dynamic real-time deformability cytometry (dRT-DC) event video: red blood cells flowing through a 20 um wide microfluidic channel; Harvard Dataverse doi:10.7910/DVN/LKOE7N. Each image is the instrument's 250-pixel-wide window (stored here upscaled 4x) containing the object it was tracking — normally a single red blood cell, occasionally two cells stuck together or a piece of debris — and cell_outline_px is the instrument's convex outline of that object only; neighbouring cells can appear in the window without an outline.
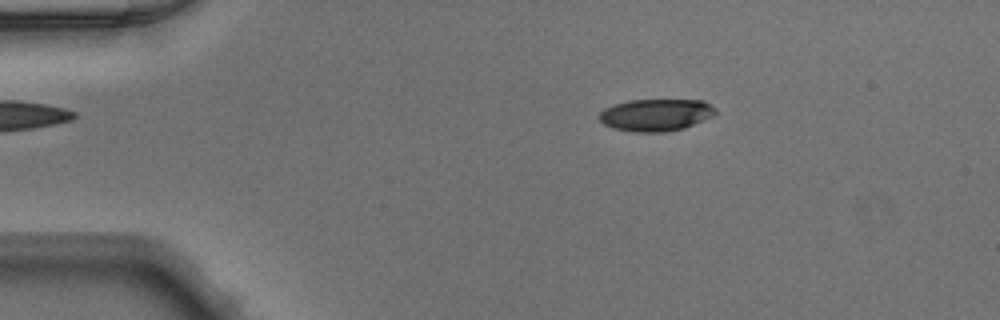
{"species": "Egyptian fruit bat (a non-hibernating species)", "species_latin": "Rousettus aegyptiacus", "temperature_condition": "warm", "stored_images_in_passage": 48, "camera_frame_rate_fps": 3000, "um_per_image_px": 0.085, "animal": {"sex": "male"}, "frame": {"image": 1, "passage_image": 8, "time_ms": 2.333, "image_size_px": [1000, 320], "cell_outline_px": [[716, 112], [712, 116], [704, 120], [684, 128], [664, 132], [632, 132], [612, 128], [604, 124], [600, 120], [600, 112], [604, 108], [612, 104], [628, 100], [704, 100], [716, 108]], "centroid_in_image_um": [55.74, 9.76], "position_along_channel_um": 29.3, "area_um2": 21.91}}
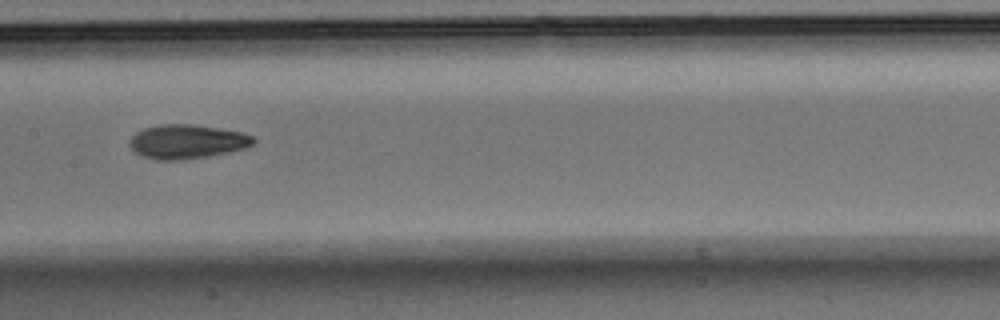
{"frame": {"image": 2, "passage_image": 24, "time_ms": 7.667, "image_size_px": [1000, 320], "cell_outline_px": [[256, 140], [252, 144], [244, 148], [228, 152], [208, 156], [184, 160], [156, 160], [144, 156], [136, 152], [132, 148], [132, 136], [136, 132], [144, 128], [160, 124], [192, 124], [220, 128], [240, 132], [252, 136]], "centroid_in_image_um": [15.91, 12.03], "position_along_channel_um": 191.5, "area_um2": 24.33}}
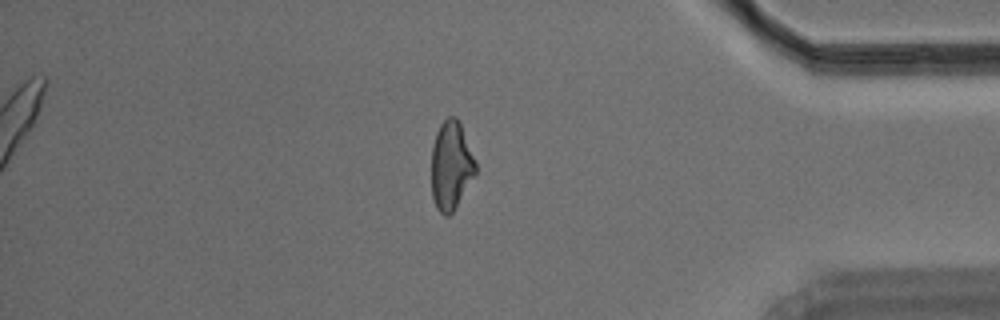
{"frame": {"image": 3, "passage_image": 41, "time_ms": 13.333, "image_size_px": [1000, 320], "cell_outline_px": [[476, 172], [452, 212], [448, 216], [444, 216], [436, 208], [432, 196], [432, 144], [436, 132], [440, 124], [448, 116], [456, 116], [460, 120], [476, 164]], "centroid_in_image_um": [38.32, 14.03], "position_along_channel_um": 396.9, "area_um2": 22.66}}